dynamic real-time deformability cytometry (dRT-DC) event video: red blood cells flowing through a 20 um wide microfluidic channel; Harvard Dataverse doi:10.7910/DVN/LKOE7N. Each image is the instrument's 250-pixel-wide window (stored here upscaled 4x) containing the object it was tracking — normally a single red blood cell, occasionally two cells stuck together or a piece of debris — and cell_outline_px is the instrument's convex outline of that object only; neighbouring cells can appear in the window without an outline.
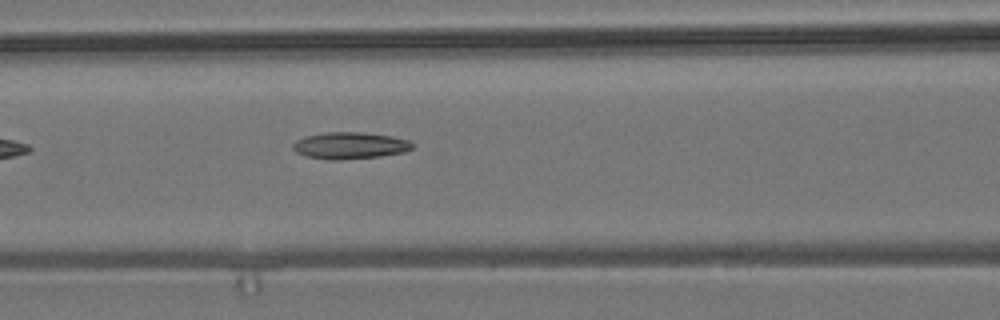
{"species": "common noctule bat (a hibernating species)", "species_latin": "Nyctalus noctula", "temperature_condition": "room temperature", "stored_images_in_passage": 6, "camera_frame_rate_fps": 3000, "um_per_image_px": 0.085, "animal": {"sex": "male", "body_mass_g": 19.2, "forearm_length_mm": 51.8}, "frame": {"image": 1, "passage_image": 6, "time_ms": 7.0, "image_size_px": [1000, 320], "cell_outline_px": [[412, 148], [404, 152], [380, 156], [340, 160], [328, 160], [304, 156], [296, 152], [292, 148], [292, 144], [296, 140], [304, 136], [328, 132], [360, 132], [392, 136], [408, 140], [412, 144]], "centroid_in_image_um": [29.69, 12.37], "position_along_channel_um": 136.9, "area_um2": 18.67}}